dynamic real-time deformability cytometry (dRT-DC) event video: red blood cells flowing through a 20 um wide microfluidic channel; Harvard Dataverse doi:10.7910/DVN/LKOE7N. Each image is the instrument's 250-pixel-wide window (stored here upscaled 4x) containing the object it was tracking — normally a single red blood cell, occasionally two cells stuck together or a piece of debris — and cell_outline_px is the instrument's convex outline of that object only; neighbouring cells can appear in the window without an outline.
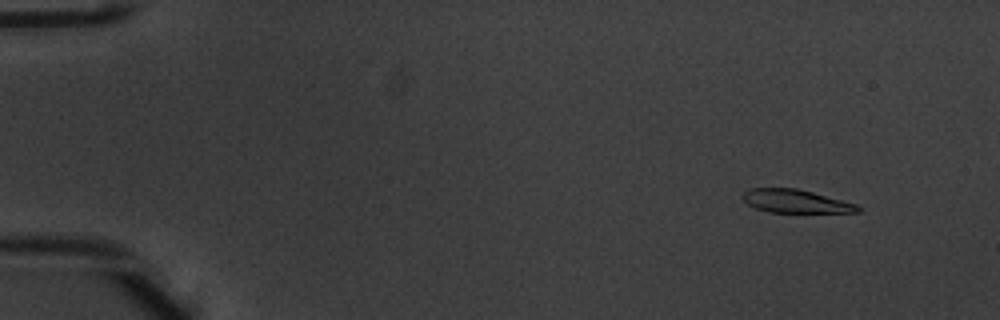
{"species": "common noctule bat (a hibernating species)", "species_latin": "Nyctalus noctula", "temperature_condition": "warm", "stored_images_in_passage": 53, "camera_frame_rate_fps": 3000, "um_per_image_px": 0.085, "animal": {"sex": "male", "body_mass_g": 20.1, "forearm_length_mm": 53.5}, "frame": {"image": 1, "passage_image": 6, "time_ms": 1.667, "image_size_px": [1000, 320], "cell_outline_px": [[864, 208], [860, 212], [768, 212], [756, 208], [748, 204], [740, 196], [744, 192], [752, 188], [796, 188], [812, 192], [856, 204]], "centroid_in_image_um": [67.63, 17.1], "position_along_channel_um": 17.4, "area_um2": 15.49}}
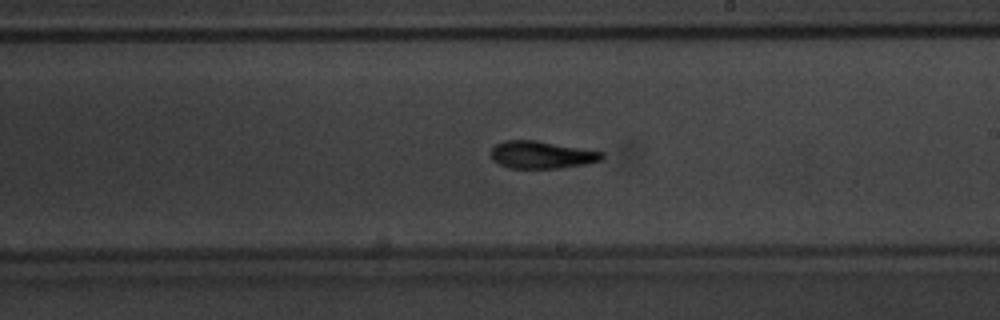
{"frame": {"image": 2, "passage_image": 32, "time_ms": 10.333, "image_size_px": [1000, 320], "cell_outline_px": [[604, 156], [600, 160], [584, 164], [560, 168], [508, 168], [492, 160], [488, 152], [496, 144], [504, 140], [536, 140], [604, 152]], "centroid_in_image_um": [45.98, 13.15], "position_along_channel_um": 243.0, "area_um2": 17.8}}
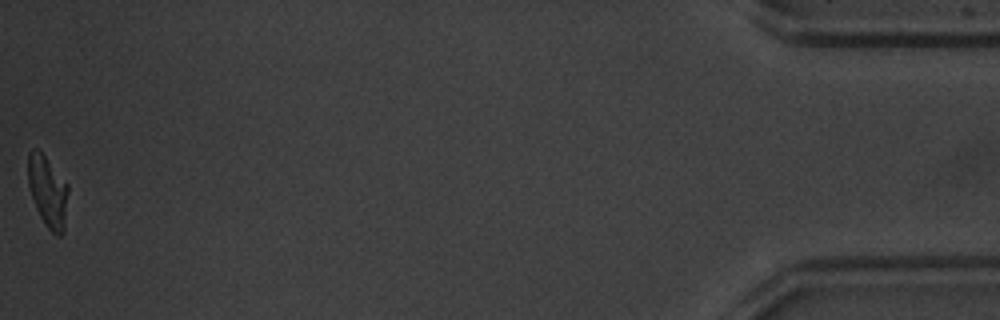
{"frame": {"image": 3, "passage_image": 53, "time_ms": 17.333, "image_size_px": [1000, 320], "cell_outline_px": [[68, 192], [64, 232], [60, 236], [56, 236], [48, 228], [40, 216], [36, 208], [28, 184], [28, 152], [32, 148], [36, 148], [44, 156], [68, 184]], "centroid_in_image_um": [4.06, 16.29], "position_along_channel_um": 431.1, "area_um2": 16.53}, "authors_computed_cell_mechanics": {"area_um2": 17.2244, "velocity_mm_per_s": 3.9683, "shape_relaxation_time_tau1_ms": 3.6156, "shape_relaxation_time_tau2_ms": 1.6323, "deformation_change_tau1": 0.1916, "deformation_change_tau2": 0.1022}}